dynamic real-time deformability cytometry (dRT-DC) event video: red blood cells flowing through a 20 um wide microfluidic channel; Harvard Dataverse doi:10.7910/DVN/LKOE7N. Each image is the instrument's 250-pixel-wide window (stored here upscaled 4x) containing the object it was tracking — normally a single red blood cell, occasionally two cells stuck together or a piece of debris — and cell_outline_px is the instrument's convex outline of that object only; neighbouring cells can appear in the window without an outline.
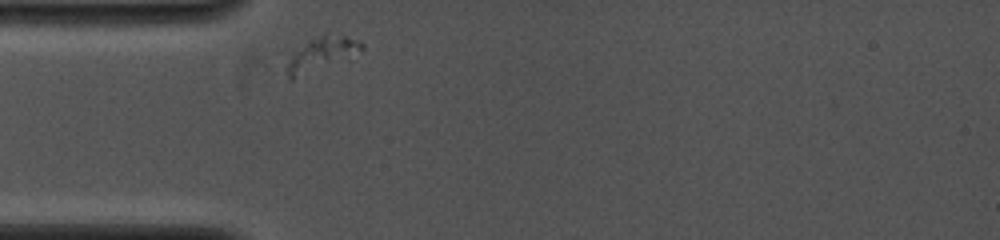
{"species": "common noctule bat (a hibernating species)", "species_latin": "Nyctalus noctula", "temperature_condition": "cold", "stored_images_in_passage": 1, "camera_frame_rate_fps": 4000, "um_per_image_px": 0.085, "animal": {"sex": "female", "body_mass_g": 19.0, "forearm_length_mm": 53.3}, "frame": {"image": 1, "passage_image": 1, "time_ms": 0.0, "image_size_px": [1000, 240], "cell_outline_px": [[364, 48], [360, 52], [348, 60], [292, 80], [288, 80], [284, 72], [276, 52], [324, 32], [344, 36], [360, 40], [364, 44]], "centroid_in_image_um": [27.0, 4.6], "position_along_channel_um": 58.0, "area_um2": 17.63}}